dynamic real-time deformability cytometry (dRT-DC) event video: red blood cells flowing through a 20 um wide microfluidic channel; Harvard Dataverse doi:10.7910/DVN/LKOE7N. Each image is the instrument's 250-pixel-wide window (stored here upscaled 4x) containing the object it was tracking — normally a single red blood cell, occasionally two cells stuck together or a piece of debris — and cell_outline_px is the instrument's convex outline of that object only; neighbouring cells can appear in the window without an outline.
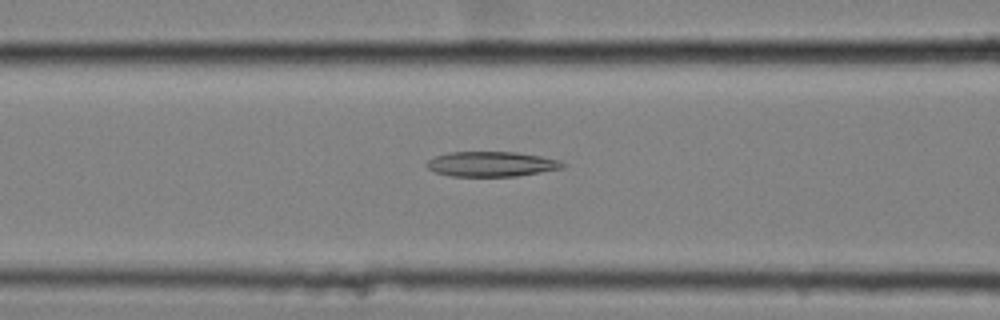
{"species": "common noctule bat (a hibernating species)", "species_latin": "Nyctalus noctula", "temperature_condition": "cold", "stored_images_in_passage": 58, "camera_frame_rate_fps": 3000, "um_per_image_px": 0.085, "animal": {"sex": "female", "body_mass_g": 25.1}, "frame": {"image": 1, "passage_image": 25, "time_ms": 8.0, "image_size_px": [1000, 320], "cell_outline_px": [[568, 164], [564, 168], [516, 176], [452, 176], [436, 172], [428, 168], [428, 160], [436, 156], [448, 152], [520, 152], [560, 160]], "centroid_in_image_um": [41.84, 13.94], "position_along_channel_um": 124.8, "area_um2": 19.77}}
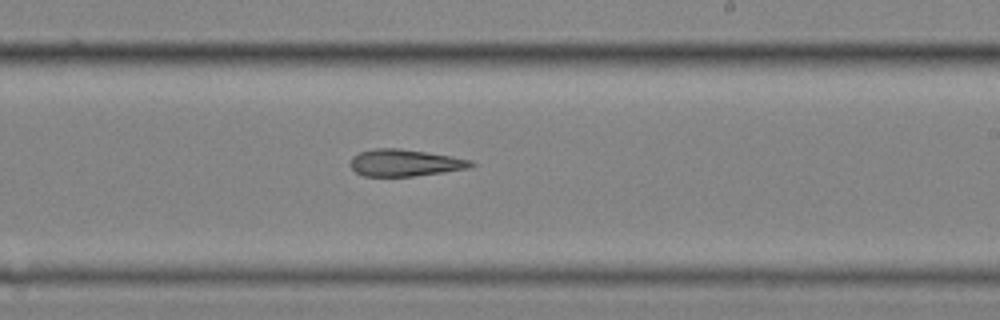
{"frame": {"image": 2, "passage_image": 36, "time_ms": 11.667, "image_size_px": [1000, 320], "cell_outline_px": [[476, 164], [468, 168], [412, 176], [364, 176], [356, 172], [348, 164], [352, 156], [360, 152], [376, 148], [400, 148], [472, 160]], "centroid_in_image_um": [34.35, 13.83], "position_along_channel_um": 254.6, "area_um2": 18.67}}
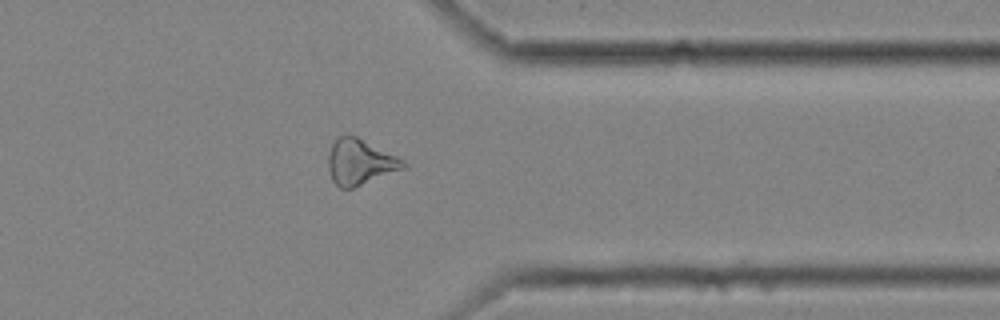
{"frame": {"image": 3, "passage_image": 47, "time_ms": 15.333, "image_size_px": [1000, 320], "cell_outline_px": [[408, 168], [352, 188], [340, 188], [332, 180], [328, 168], [328, 156], [332, 144], [336, 136], [356, 136], [404, 160], [408, 164]], "centroid_in_image_um": [30.62, 13.79], "position_along_channel_um": 380.8, "area_um2": 19.94}, "authors_computed_cell_mechanics": {"area_um2": 20.8658, "velocity_mm_per_s": 3.5446, "shape_relaxation_time_tau1_ms": null, "shape_relaxation_time_tau2_ms": 9.7595, "deformation_change_tau1": null, "deformation_change_tau2": 0.2702}}